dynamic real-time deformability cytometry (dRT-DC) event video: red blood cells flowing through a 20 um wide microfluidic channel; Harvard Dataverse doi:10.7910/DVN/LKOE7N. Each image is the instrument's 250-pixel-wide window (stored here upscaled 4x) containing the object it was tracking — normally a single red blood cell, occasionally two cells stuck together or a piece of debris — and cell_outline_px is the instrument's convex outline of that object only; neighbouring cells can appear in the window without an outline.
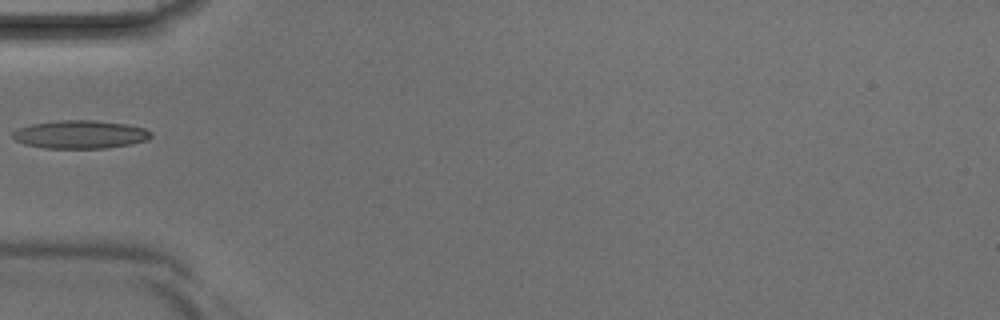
{"species": "Egyptian fruit bat (a non-hibernating species)", "species_latin": "Rousettus aegyptiacus", "temperature_condition": "room temperature", "stored_images_in_passage": 4, "camera_frame_rate_fps": 3000, "um_per_image_px": 0.085, "animal": {"sex": "male"}, "frame": {"image": 1, "passage_image": 4, "time_ms": 1.0, "image_size_px": [1000, 320], "cell_outline_px": [[152, 136], [148, 140], [132, 144], [108, 148], [44, 148], [24, 144], [16, 140], [12, 136], [12, 132], [16, 128], [32, 124], [56, 120], [92, 120], [128, 124], [144, 128], [152, 132]], "centroid_in_image_um": [6.83, 11.42], "position_along_channel_um": 78.2, "area_um2": 22.95}}